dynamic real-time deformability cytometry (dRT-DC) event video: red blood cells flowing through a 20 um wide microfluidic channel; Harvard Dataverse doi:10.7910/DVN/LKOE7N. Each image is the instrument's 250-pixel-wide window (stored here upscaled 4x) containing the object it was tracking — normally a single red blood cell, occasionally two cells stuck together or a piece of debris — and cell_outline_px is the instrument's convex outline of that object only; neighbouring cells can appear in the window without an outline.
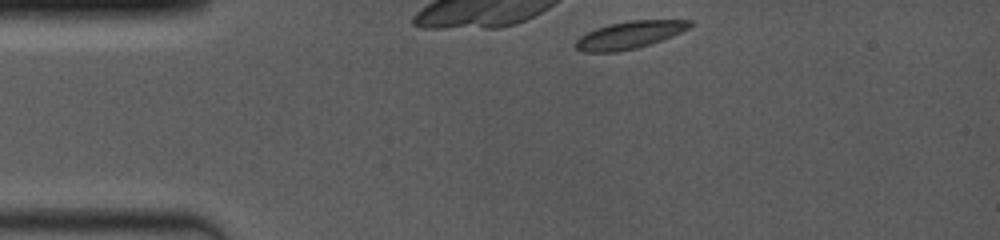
{"species": "common noctule bat (a hibernating species)", "species_latin": "Nyctalus noctula", "temperature_condition": "room temperature", "stored_images_in_passage": 1, "camera_frame_rate_fps": 4000, "um_per_image_px": 0.085, "animal": {"sex": "female", "body_mass_g": 19.0, "forearm_length_mm": 53.3}, "frame": {"image": 1, "passage_image": 1, "time_ms": 0.0, "image_size_px": [1000, 240], "cell_outline_px": [[692, 24], [688, 28], [672, 36], [636, 48], [616, 52], [584, 52], [576, 48], [572, 44], [580, 36], [596, 28], [612, 24], [632, 20], [692, 20]], "centroid_in_image_um": [53.46, 2.98], "position_along_channel_um": 31.5, "area_um2": 17.98}}